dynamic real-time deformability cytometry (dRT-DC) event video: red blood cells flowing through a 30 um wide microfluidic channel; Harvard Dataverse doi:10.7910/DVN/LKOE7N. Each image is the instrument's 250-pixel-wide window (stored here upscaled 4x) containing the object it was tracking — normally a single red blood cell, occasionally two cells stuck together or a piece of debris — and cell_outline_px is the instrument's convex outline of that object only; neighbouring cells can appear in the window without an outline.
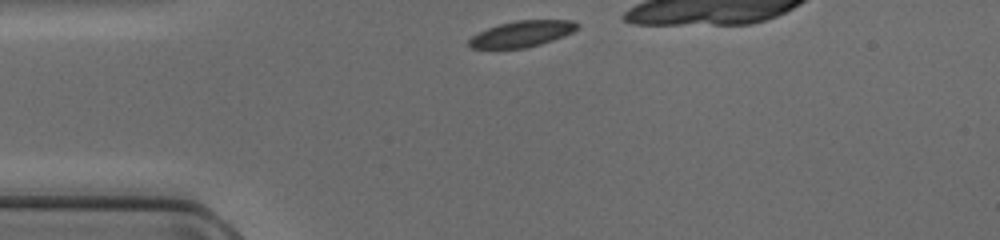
{"species": "common noctule bat (a hibernating species)", "species_latin": "Nyctalus noctula", "temperature_condition": "cold", "stored_images_in_passage": 13, "camera_frame_rate_fps": 3000, "um_per_image_px": 0.085, "animal": {"sex": "female", "body_mass_g": 17.0, "forearm_length_mm": 48.0}, "frame": {"image": 1, "passage_image": 1, "time_ms": 0.0, "image_size_px": [1000, 240], "cell_outline_px": [[580, 28], [564, 36], [540, 44], [524, 48], [472, 48], [468, 44], [468, 40], [472, 36], [488, 28], [500, 24], [516, 20], [572, 20], [580, 24]], "centroid_in_image_um": [44.4, 2.87], "position_along_channel_um": 40.6, "area_um2": 16.36}}
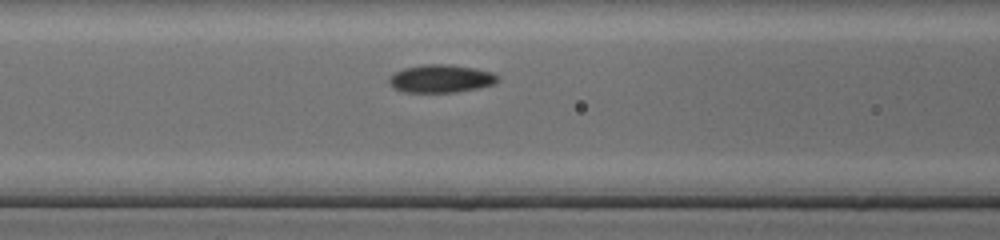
{"frame": {"image": 2, "passage_image": 9, "time_ms": 2.667, "image_size_px": [1000, 240], "cell_outline_px": [[500, 80], [496, 84], [476, 88], [452, 92], [404, 92], [392, 88], [388, 84], [388, 76], [404, 68], [424, 64], [448, 64], [476, 68], [492, 72], [500, 76]], "centroid_in_image_um": [37.47, 6.68], "position_along_channel_um": 129.1, "area_um2": 17.92}}
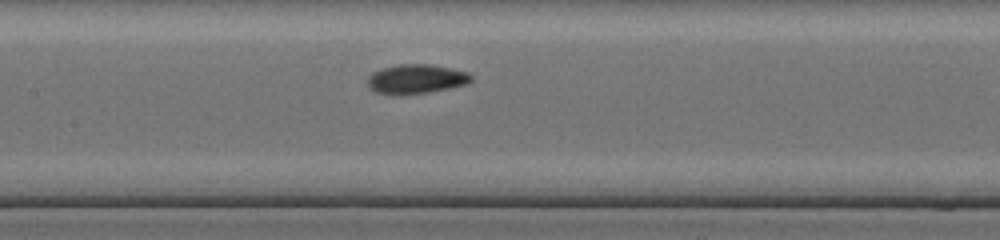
{"frame": {"image": 3, "passage_image": 12, "time_ms": 3.667, "image_size_px": [1000, 240], "cell_outline_px": [[472, 80], [468, 84], [428, 92], [400, 96], [376, 92], [368, 88], [368, 76], [372, 72], [380, 68], [400, 64], [428, 64], [452, 68], [468, 72], [472, 76]], "centroid_in_image_um": [35.35, 6.72], "position_along_channel_um": 172.1, "area_um2": 17.98}}